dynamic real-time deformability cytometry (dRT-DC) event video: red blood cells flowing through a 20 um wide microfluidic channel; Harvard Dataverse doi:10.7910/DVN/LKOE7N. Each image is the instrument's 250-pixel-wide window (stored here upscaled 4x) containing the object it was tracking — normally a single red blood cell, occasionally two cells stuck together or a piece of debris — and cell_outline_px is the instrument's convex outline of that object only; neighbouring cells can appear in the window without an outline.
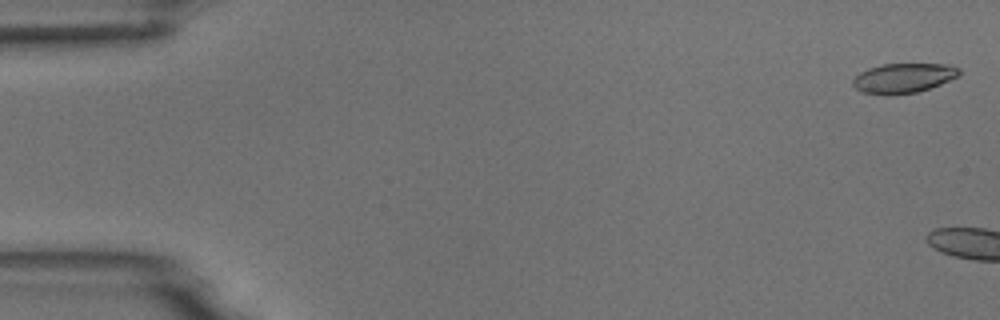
{"species": "common noctule bat (a hibernating species)", "species_latin": "Nyctalus noctula", "temperature_condition": "room temperature", "stored_images_in_passage": 5, "camera_frame_rate_fps": 3000, "um_per_image_px": 0.085, "animal": {"sex": "male", "body_mass_g": 18.8}, "frame": {"image": 1, "passage_image": 2, "time_ms": 0.333, "image_size_px": [1000, 320], "cell_outline_px": [[960, 76], [940, 84], [916, 92], [864, 92], [856, 88], [852, 84], [852, 80], [860, 72], [868, 68], [880, 64], [948, 64], [960, 68]], "centroid_in_image_um": [76.84, 6.58], "position_along_channel_um": 8.2, "area_um2": 17.74}}